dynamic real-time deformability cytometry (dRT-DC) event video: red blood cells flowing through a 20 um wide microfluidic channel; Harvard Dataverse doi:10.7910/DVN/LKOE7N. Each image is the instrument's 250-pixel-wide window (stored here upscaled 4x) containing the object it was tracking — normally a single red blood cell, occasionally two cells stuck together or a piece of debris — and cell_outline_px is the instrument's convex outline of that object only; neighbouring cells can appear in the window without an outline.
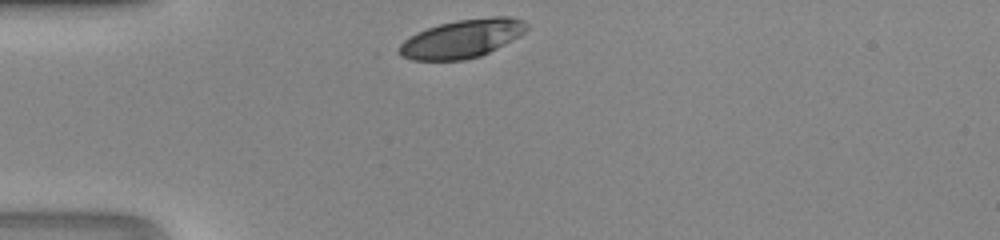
{"species": "human", "species_latin": "Homo sapiens", "temperature_condition": "room temperature", "stored_images_in_passage": 26, "camera_frame_rate_fps": 3000, "um_per_image_px": 0.085, "donor": {"sex": "male"}, "frame": {"image": 1, "passage_image": 1, "time_ms": 0.0, "image_size_px": [1000, 240], "cell_outline_px": [[528, 28], [524, 32], [496, 48], [480, 56], [464, 60], [412, 60], [400, 56], [400, 44], [404, 40], [416, 32], [440, 24], [456, 20], [492, 16], [508, 16], [524, 20], [528, 24]], "centroid_in_image_um": [39.27, 3.27], "position_along_channel_um": 45.7, "area_um2": 28.26}}
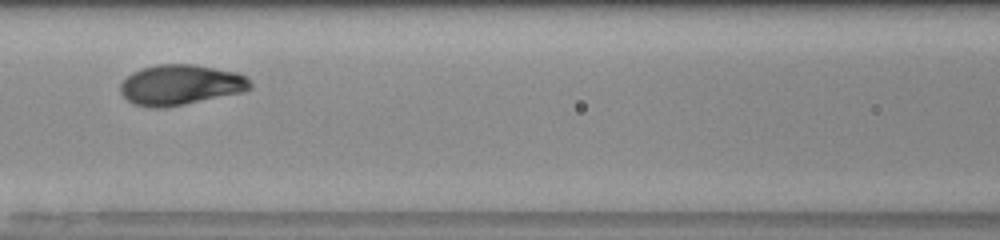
{"frame": {"image": 2, "passage_image": 10, "time_ms": 3.0, "image_size_px": [1000, 240], "cell_outline_px": [[252, 88], [244, 92], [184, 104], [160, 108], [152, 108], [132, 104], [120, 92], [120, 84], [132, 72], [156, 64], [196, 64], [236, 72], [248, 76], [252, 84]], "centroid_in_image_um": [15.38, 7.21], "position_along_channel_um": 151.2, "area_um2": 30.69}}
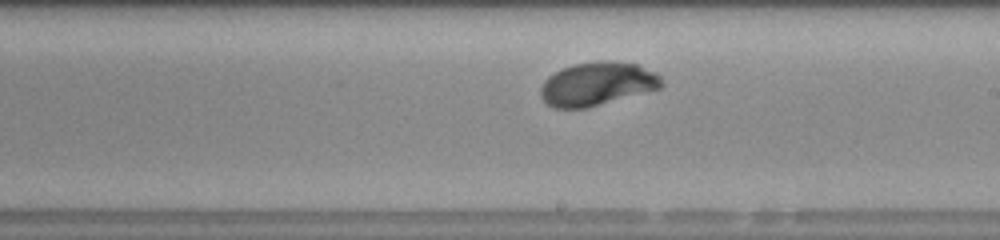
{"frame": {"image": 3, "passage_image": 16, "time_ms": 5.0, "image_size_px": [1000, 240], "cell_outline_px": [[664, 84], [660, 88], [584, 108], [552, 108], [540, 96], [540, 88], [544, 80], [548, 76], [560, 68], [572, 64], [596, 60], [616, 60], [640, 64], [656, 72], [660, 76]], "centroid_in_image_um": [50.76, 7.09], "position_along_channel_um": 238.2, "area_um2": 30.98}}